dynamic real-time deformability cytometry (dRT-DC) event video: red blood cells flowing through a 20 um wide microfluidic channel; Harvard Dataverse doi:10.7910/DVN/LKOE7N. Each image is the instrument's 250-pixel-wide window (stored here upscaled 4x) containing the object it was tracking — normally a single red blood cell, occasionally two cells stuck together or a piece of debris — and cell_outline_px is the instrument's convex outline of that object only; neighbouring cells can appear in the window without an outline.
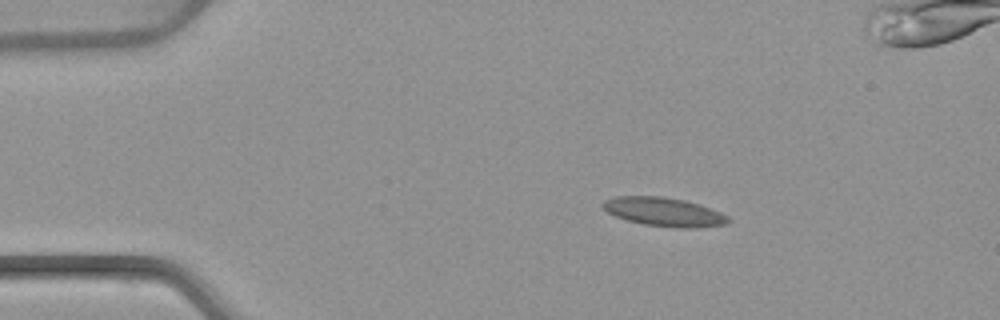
{"species": "common noctule bat (a hibernating species)", "species_latin": "Nyctalus noctula", "temperature_condition": "warm", "stored_images_in_passage": 5, "camera_frame_rate_fps": 3000, "um_per_image_px": 0.085, "animal": {"sex": "female", "body_mass_g": 22.7, "forearm_length_mm": 54.2}, "frame": {"image": 1, "passage_image": 2, "time_ms": 1.333, "image_size_px": [1000, 320], "cell_outline_px": [[732, 220], [728, 224], [696, 228], [676, 228], [644, 224], [628, 220], [616, 216], [608, 212], [600, 204], [604, 200], [616, 196], [660, 196], [684, 200], [700, 204], [720, 212], [728, 216]], "centroid_in_image_um": [56.47, 18.01], "position_along_channel_um": 28.5, "area_um2": 21.1}}